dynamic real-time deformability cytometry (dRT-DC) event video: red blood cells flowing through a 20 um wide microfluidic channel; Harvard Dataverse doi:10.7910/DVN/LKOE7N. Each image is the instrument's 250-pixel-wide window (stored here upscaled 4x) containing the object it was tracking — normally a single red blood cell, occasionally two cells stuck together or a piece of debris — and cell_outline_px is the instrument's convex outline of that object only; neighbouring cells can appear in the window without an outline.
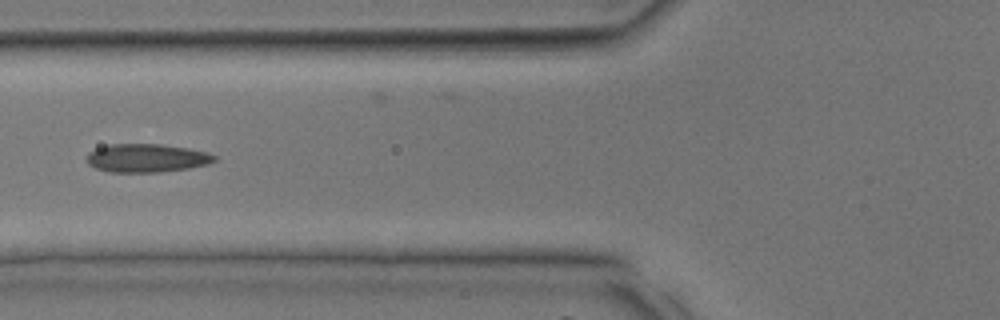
{"species": "common noctule bat (a hibernating species)", "species_latin": "Nyctalus noctula", "temperature_condition": "room temperature", "stored_images_in_passage": 23, "camera_frame_rate_fps": 3000, "um_per_image_px": 0.085, "animal": {"sex": "male", "body_mass_g": 17.9, "forearm_length_mm": 54.2}, "frame": {"image": 1, "passage_image": 3, "time_ms": 0.667, "image_size_px": [1000, 320], "cell_outline_px": [[216, 160], [208, 164], [188, 168], [160, 172], [108, 172], [96, 168], [88, 164], [88, 152], [96, 148], [108, 144], [160, 144], [188, 148], [208, 152], [216, 156]], "centroid_in_image_um": [12.47, 13.43], "position_along_channel_um": 113.3, "area_um2": 21.15}}
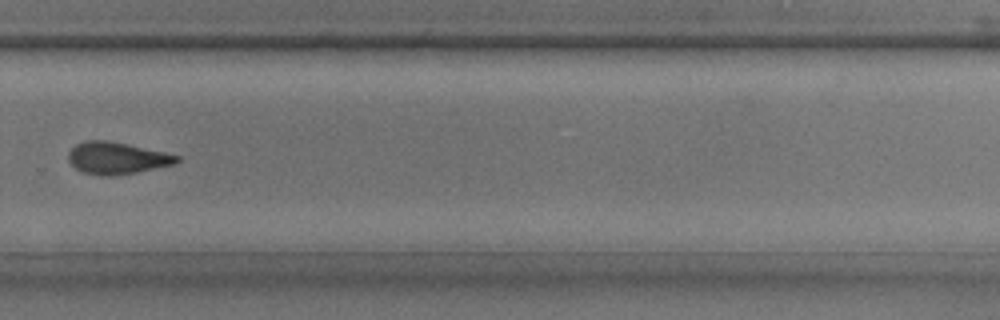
{"frame": {"image": 2, "passage_image": 14, "time_ms": 4.333, "image_size_px": [1000, 320], "cell_outline_px": [[180, 160], [176, 164], [136, 172], [112, 176], [104, 176], [80, 172], [68, 160], [68, 152], [76, 144], [84, 140], [108, 140], [164, 152], [180, 156]], "centroid_in_image_um": [9.92, 13.44], "position_along_channel_um": 319.9, "area_um2": 20.23}}
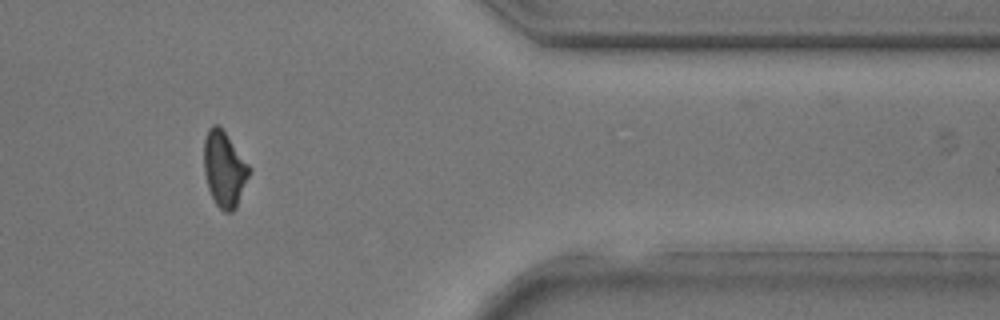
{"frame": {"image": 3, "passage_image": 19, "time_ms": 6.0, "image_size_px": [1000, 320], "cell_outline_px": [[252, 168], [236, 208], [232, 212], [224, 212], [216, 204], [208, 188], [204, 172], [204, 140], [208, 128], [212, 124], [216, 124], [224, 132]], "centroid_in_image_um": [19.06, 14.38], "position_along_channel_um": 392.3, "area_um2": 19.77}}